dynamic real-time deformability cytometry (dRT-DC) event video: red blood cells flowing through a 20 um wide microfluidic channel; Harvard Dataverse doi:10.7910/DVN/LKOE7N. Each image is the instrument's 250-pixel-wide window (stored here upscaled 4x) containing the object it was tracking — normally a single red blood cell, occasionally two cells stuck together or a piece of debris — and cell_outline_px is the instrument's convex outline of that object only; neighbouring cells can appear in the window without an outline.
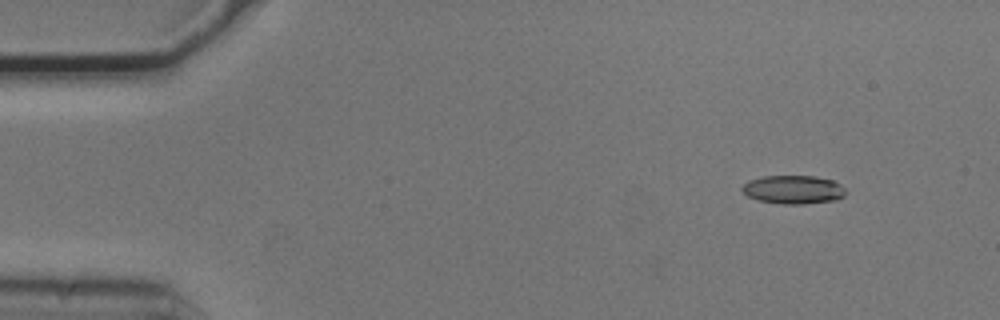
{"species": "common noctule bat (a hibernating species)", "species_latin": "Nyctalus noctula", "temperature_condition": "cold", "stored_images_in_passage": 5, "camera_frame_rate_fps": 3000, "um_per_image_px": 0.085, "animal": {"sex": "male", "body_mass_g": 20.5, "forearm_length_mm": 52.5}, "frame": {"image": 1, "passage_image": 2, "time_ms": 0.333, "image_size_px": [1000, 320], "cell_outline_px": [[848, 192], [844, 196], [836, 200], [804, 204], [784, 204], [760, 200], [748, 196], [740, 188], [748, 180], [764, 176], [812, 176], [832, 180], [840, 184]], "centroid_in_image_um": [67.46, 16.11], "position_along_channel_um": 17.5, "area_um2": 17.17}}